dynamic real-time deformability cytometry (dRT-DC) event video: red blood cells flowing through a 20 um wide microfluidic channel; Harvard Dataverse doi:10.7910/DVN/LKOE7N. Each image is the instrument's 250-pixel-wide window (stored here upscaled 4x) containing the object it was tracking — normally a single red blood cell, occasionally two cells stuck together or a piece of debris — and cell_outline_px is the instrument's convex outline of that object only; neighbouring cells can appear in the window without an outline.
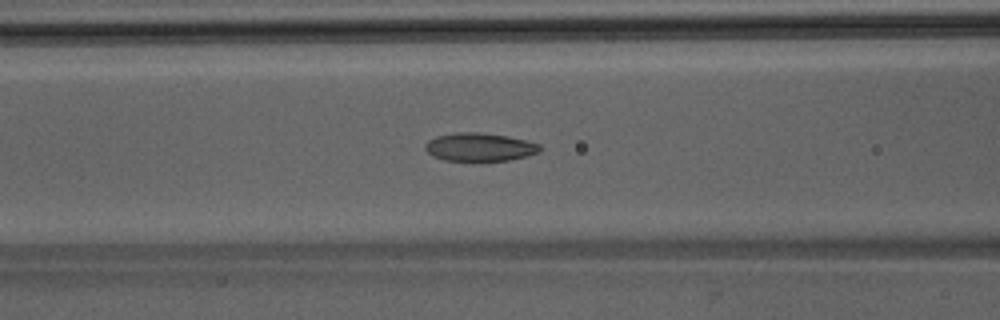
{"species": "Egyptian fruit bat (a non-hibernating species)", "species_latin": "Rousettus aegyptiacus", "temperature_condition": "room temperature", "stored_images_in_passage": 51, "camera_frame_rate_fps": 3000, "um_per_image_px": 0.085, "animal": {"sex": "male"}, "frame": {"image": 1, "passage_image": 21, "time_ms": 6.667, "image_size_px": [1000, 320], "cell_outline_px": [[540, 152], [528, 156], [508, 160], [472, 164], [444, 160], [432, 156], [424, 148], [424, 144], [428, 140], [436, 136], [456, 132], [480, 132], [508, 136], [540, 144]], "centroid_in_image_um": [40.73, 12.54], "position_along_channel_um": 125.9, "area_um2": 19.77}}
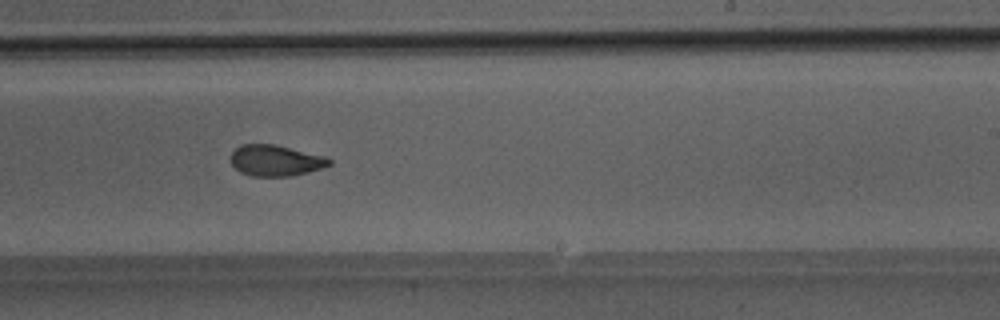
{"frame": {"image": 2, "passage_image": 31, "time_ms": 10.0, "image_size_px": [1000, 320], "cell_outline_px": [[332, 164], [308, 172], [292, 176], [252, 176], [240, 172], [232, 164], [232, 152], [240, 144], [276, 144], [328, 156], [332, 160]], "centroid_in_image_um": [23.47, 13.63], "position_along_channel_um": 265.5, "area_um2": 17.98}}
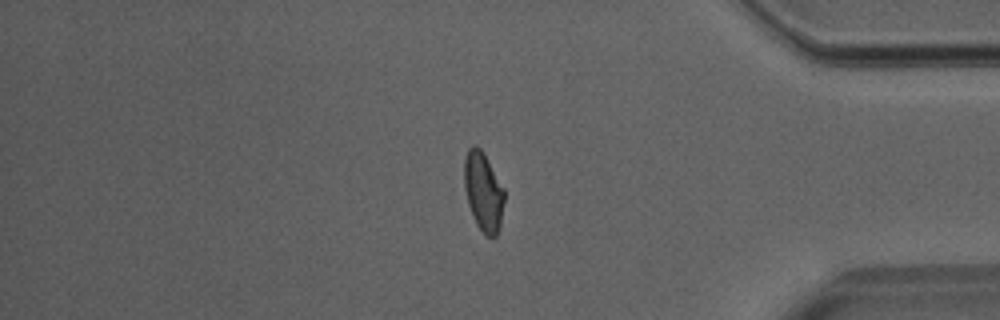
{"frame": {"image": 3, "passage_image": 42, "time_ms": 13.667, "image_size_px": [1000, 320], "cell_outline_px": [[504, 200], [500, 224], [496, 236], [492, 240], [484, 236], [476, 224], [468, 204], [464, 188], [464, 160], [468, 148], [472, 144], [476, 144], [484, 152], [504, 188]], "centroid_in_image_um": [41.07, 16.29], "position_along_channel_um": 394.1, "area_um2": 18.79}}